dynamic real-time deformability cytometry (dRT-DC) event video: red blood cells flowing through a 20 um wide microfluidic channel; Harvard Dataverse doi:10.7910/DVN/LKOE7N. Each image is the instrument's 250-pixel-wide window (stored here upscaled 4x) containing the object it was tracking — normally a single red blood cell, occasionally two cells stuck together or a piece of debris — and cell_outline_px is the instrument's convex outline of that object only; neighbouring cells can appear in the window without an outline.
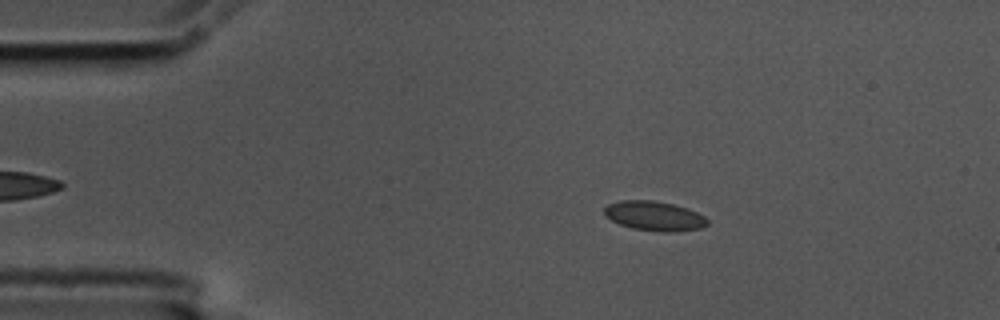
{"species": "common noctule bat (a hibernating species)", "species_latin": "Nyctalus noctula", "temperature_condition": "cold", "stored_images_in_passage": 48, "camera_frame_rate_fps": 3000, "um_per_image_px": 0.085, "animal": {"sex": "male", "body_mass_g": 17.5, "forearm_length_mm": 52.3}, "frame": {"image": 1, "passage_image": 10, "time_ms": 3.0, "image_size_px": [1000, 320], "cell_outline_px": [[708, 224], [700, 228], [672, 232], [664, 232], [632, 228], [620, 224], [604, 216], [604, 208], [608, 204], [620, 200], [652, 200], [672, 204], [688, 208], [704, 216], [708, 220]], "centroid_in_image_um": [55.6, 18.35], "position_along_channel_um": 29.4, "area_um2": 17.69}}
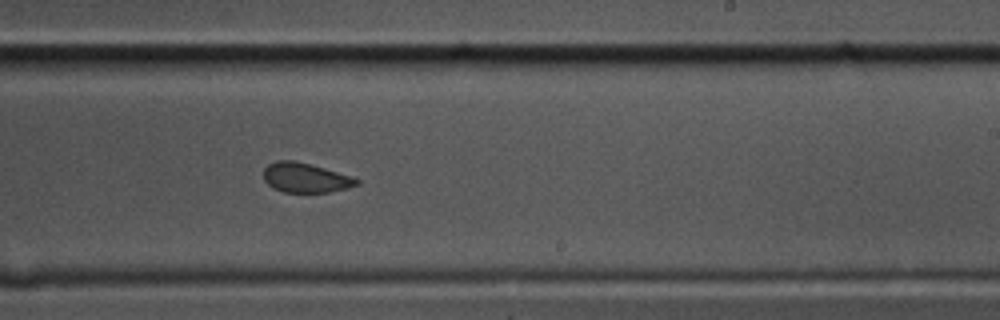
{"frame": {"image": 2, "passage_image": 34, "time_ms": 11.0, "image_size_px": [1000, 320], "cell_outline_px": [[360, 184], [328, 192], [284, 192], [272, 188], [264, 180], [264, 168], [268, 164], [276, 160], [292, 160], [324, 168], [352, 176], [360, 180]], "centroid_in_image_um": [25.94, 15.1], "position_along_channel_um": 263.1, "area_um2": 15.95}}
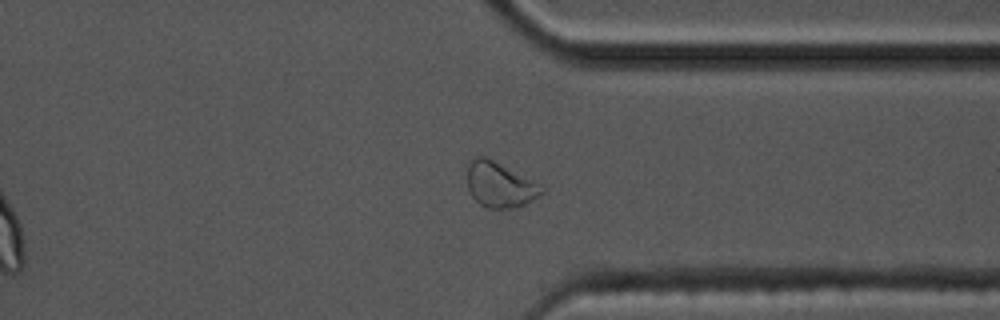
{"frame": {"image": 3, "passage_image": 43, "time_ms": 14.0, "image_size_px": [1000, 320], "cell_outline_px": [[544, 192], [532, 200], [516, 208], [488, 208], [480, 204], [468, 192], [468, 160], [476, 156], [484, 156], [540, 184], [544, 188]], "centroid_in_image_um": [42.46, 15.71], "position_along_channel_um": 368.9, "area_um2": 19.42}, "authors_computed_cell_mechanics": {"area_um2": 16.9065, "velocity_mm_per_s": 3.5587, "shape_relaxation_time_tau1_ms": null, "shape_relaxation_time_tau2_ms": 1.6339, "deformation_change_tau1": null, "deformation_change_tau2": 0.0539}}